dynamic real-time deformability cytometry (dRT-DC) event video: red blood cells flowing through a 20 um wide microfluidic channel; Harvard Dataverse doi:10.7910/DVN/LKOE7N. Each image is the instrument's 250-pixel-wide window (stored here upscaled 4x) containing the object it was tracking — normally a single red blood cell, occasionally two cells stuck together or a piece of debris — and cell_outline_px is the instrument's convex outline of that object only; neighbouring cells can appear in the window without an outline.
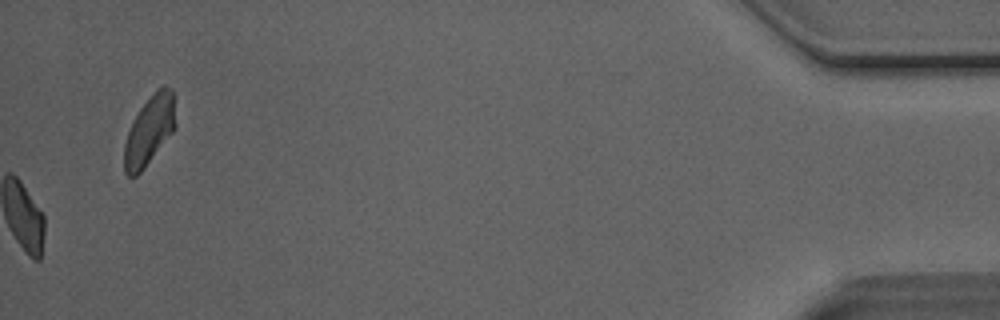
{"species": "Egyptian fruit bat (a non-hibernating species)", "species_latin": "Rousettus aegyptiacus", "temperature_condition": "room temperature", "stored_images_in_passage": 33, "camera_frame_rate_fps": 3000, "um_per_image_px": 0.085, "animal": {"sex": "male"}, "frame": {"image": 1, "passage_image": 33, "time_ms": 10.667, "image_size_px": [1000, 320], "cell_outline_px": [[176, 124], [172, 132], [144, 168], [136, 176], [128, 176], [124, 172], [124, 144], [128, 132], [140, 108], [156, 88], [164, 84], [172, 88]], "centroid_in_image_um": [12.7, 11.06], "position_along_channel_um": 422.5, "area_um2": 20.46}}